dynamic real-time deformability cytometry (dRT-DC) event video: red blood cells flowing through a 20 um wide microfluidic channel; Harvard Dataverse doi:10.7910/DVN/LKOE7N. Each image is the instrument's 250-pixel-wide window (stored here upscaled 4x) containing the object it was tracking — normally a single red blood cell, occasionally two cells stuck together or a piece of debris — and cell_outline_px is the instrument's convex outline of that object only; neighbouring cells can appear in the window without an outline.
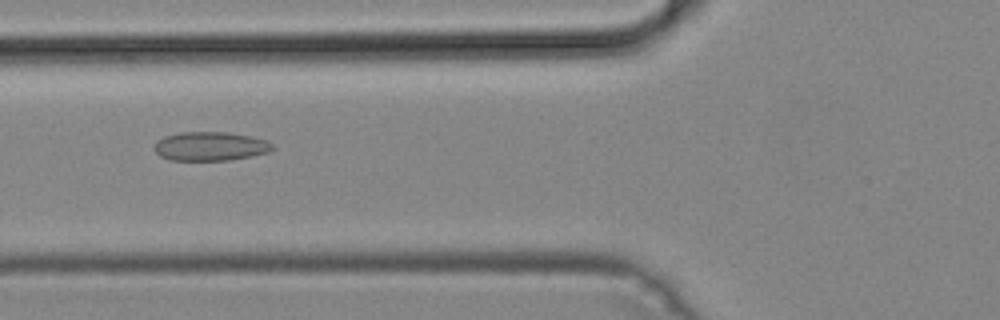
{"species": "common noctule bat (a hibernating species)", "species_latin": "Nyctalus noctula", "temperature_condition": "cold", "stored_images_in_passage": 50, "camera_frame_rate_fps": 3000, "um_per_image_px": 0.085, "animal": {"sex": "male", "body_mass_g": 19.2, "forearm_length_mm": 51.8}, "frame": {"image": 1, "passage_image": 19, "time_ms": 6.0, "image_size_px": [1000, 320], "cell_outline_px": [[276, 148], [268, 152], [252, 156], [228, 160], [172, 160], [160, 156], [152, 148], [156, 140], [164, 136], [180, 132], [228, 132], [252, 136], [264, 140], [272, 144]], "centroid_in_image_um": [17.85, 12.43], "position_along_channel_um": 107.9, "area_um2": 20.06}}
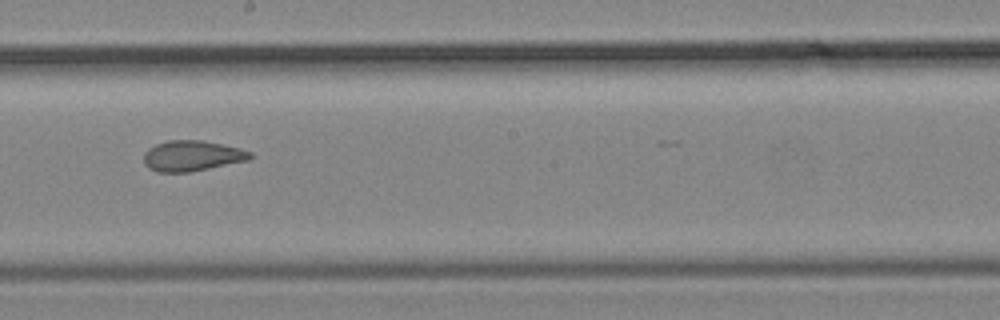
{"frame": {"image": 2, "passage_image": 28, "time_ms": 9.0, "image_size_px": [1000, 320], "cell_outline_px": [[252, 156], [248, 160], [188, 172], [156, 172], [148, 168], [144, 164], [144, 152], [148, 148], [156, 144], [168, 140], [204, 140], [240, 148], [252, 152]], "centroid_in_image_um": [16.29, 13.24], "position_along_channel_um": 231.9, "area_um2": 18.96}}
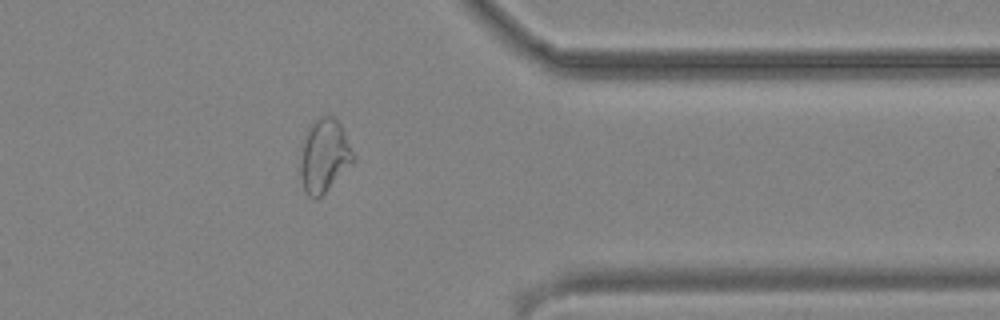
{"frame": {"image": 3, "passage_image": 40, "time_ms": 13.0, "image_size_px": [1000, 320], "cell_outline_px": [[356, 160], [320, 196], [308, 196], [304, 188], [300, 176], [300, 168], [304, 136], [308, 128], [320, 116], [332, 116], [340, 124], [356, 156]], "centroid_in_image_um": [27.58, 13.21], "position_along_channel_um": 383.8, "area_um2": 22.14}}